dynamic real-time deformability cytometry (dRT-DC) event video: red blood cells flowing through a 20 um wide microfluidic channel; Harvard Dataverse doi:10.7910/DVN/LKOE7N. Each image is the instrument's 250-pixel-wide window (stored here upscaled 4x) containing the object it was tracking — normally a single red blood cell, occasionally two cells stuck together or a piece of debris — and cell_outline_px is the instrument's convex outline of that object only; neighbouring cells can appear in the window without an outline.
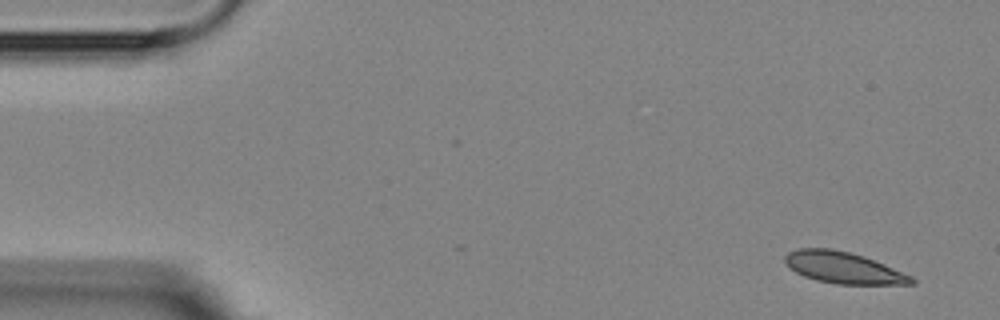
{"species": "Egyptian fruit bat (a non-hibernating species)", "species_latin": "Rousettus aegyptiacus", "temperature_condition": "room temperature", "stored_images_in_passage": 5, "camera_frame_rate_fps": 3000, "um_per_image_px": 0.085, "animal": {"sex": "female"}, "frame": {"image": 1, "passage_image": 1, "time_ms": 0.0, "image_size_px": [1000, 320], "cell_outline_px": [[916, 284], [836, 284], [816, 280], [804, 276], [796, 272], [784, 260], [784, 256], [788, 252], [800, 248], [832, 248], [864, 256], [884, 264], [912, 276], [916, 280]], "centroid_in_image_um": [71.71, 22.75], "position_along_channel_um": 13.3, "area_um2": 23.06}}